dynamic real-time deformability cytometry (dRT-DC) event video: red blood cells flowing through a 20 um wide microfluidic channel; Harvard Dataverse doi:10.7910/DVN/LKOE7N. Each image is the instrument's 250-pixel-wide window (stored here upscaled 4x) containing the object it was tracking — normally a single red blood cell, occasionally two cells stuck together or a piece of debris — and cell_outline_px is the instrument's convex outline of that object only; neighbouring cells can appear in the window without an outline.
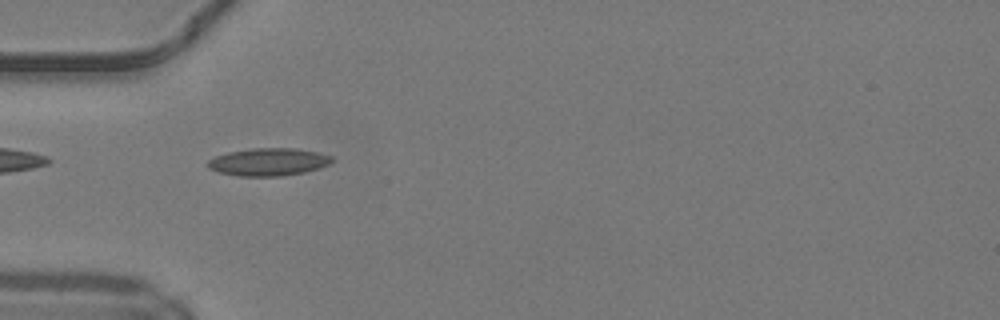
{"species": "common noctule bat (a hibernating species)", "species_latin": "Nyctalus noctula", "temperature_condition": "warm", "stored_images_in_passage": 34, "camera_frame_rate_fps": 3000, "um_per_image_px": 0.085, "animal": {"sex": "male", "body_mass_g": 19.2, "forearm_length_mm": 51.8}, "frame": {"image": 1, "passage_image": 1, "time_ms": 0.0, "image_size_px": [1000, 320], "cell_outline_px": [[332, 160], [328, 164], [320, 168], [304, 172], [280, 176], [236, 176], [220, 172], [208, 168], [204, 164], [208, 160], [216, 156], [228, 152], [252, 148], [296, 148], [316, 152], [332, 156]], "centroid_in_image_um": [22.78, 13.76], "position_along_channel_um": 62.2, "area_um2": 20.0}}
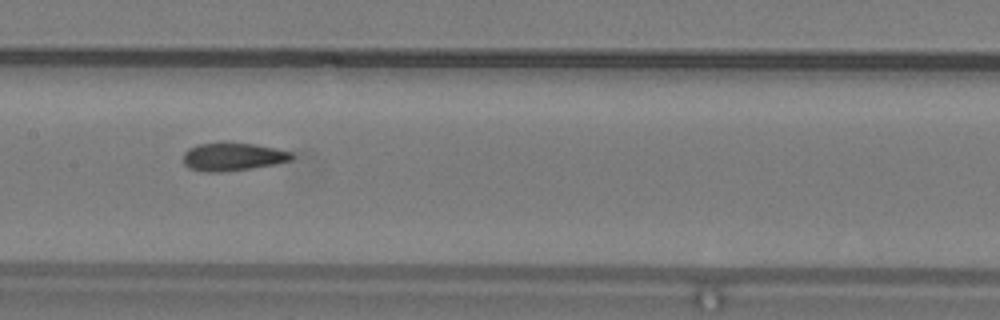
{"frame": {"image": 2, "passage_image": 10, "time_ms": 3.0, "image_size_px": [1000, 320], "cell_outline_px": [[296, 156], [292, 160], [276, 164], [220, 172], [200, 172], [188, 168], [184, 164], [184, 152], [188, 148], [200, 144], [224, 140], [256, 144], [276, 148], [292, 152]], "centroid_in_image_um": [19.79, 13.29], "position_along_channel_um": 187.6, "area_um2": 18.32}, "authors_computed_cell_mechanics": {"area_um2": 18.0047, "velocity_mm_per_s": 4.2311, "shape_relaxation_time_tau1_ms": 8.7681, "shape_relaxation_time_tau2_ms": 1.8047, "deformation_change_tau1": 0.2202, "deformation_change_tau2": 0.0942}}